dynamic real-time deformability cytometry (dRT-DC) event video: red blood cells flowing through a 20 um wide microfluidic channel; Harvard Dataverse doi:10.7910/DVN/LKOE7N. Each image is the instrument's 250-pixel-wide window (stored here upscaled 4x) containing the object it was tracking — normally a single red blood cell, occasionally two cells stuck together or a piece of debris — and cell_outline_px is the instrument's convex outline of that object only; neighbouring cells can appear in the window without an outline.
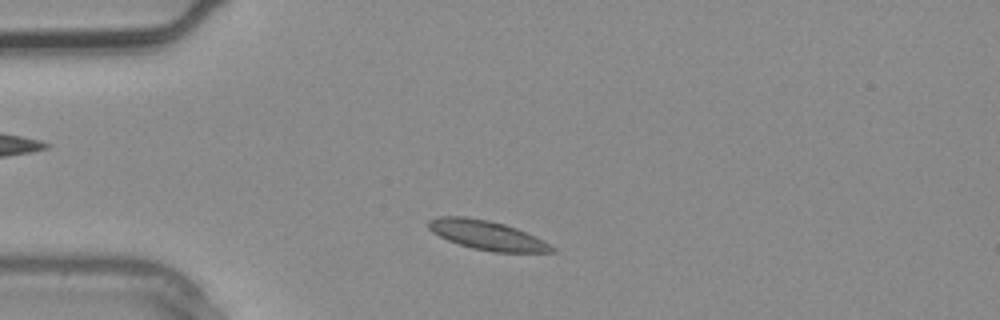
{"species": "common noctule bat (a hibernating species)", "species_latin": "Nyctalus noctula", "temperature_condition": "warm", "stored_images_in_passage": 2, "camera_frame_rate_fps": 3000, "um_per_image_px": 0.085, "animal": {"sex": "male", "body_mass_g": 20.4}, "frame": {"image": 1, "passage_image": 2, "time_ms": 0.333, "image_size_px": [1000, 320], "cell_outline_px": [[556, 252], [492, 252], [472, 248], [448, 240], [432, 232], [428, 228], [428, 220], [436, 216], [464, 216], [488, 220], [504, 224], [516, 228], [536, 236], [544, 240], [556, 248]], "centroid_in_image_um": [41.4, 19.99], "position_along_channel_um": 43.6, "area_um2": 21.1}}